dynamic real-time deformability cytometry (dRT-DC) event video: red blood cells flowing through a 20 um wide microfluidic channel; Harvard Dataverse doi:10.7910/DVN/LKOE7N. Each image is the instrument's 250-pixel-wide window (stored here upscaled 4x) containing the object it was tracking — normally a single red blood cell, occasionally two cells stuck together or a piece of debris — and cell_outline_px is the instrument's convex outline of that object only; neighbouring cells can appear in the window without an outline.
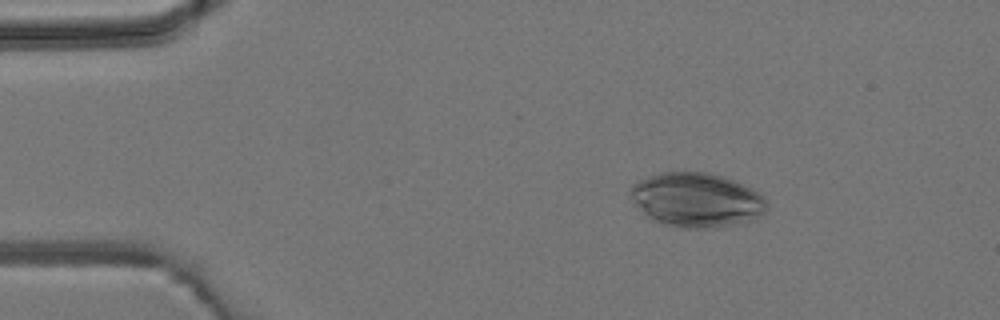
{"species": "common noctule bat (a hibernating species)", "species_latin": "Nyctalus noctula", "temperature_condition": "room temperature", "stored_images_in_passage": 4, "camera_frame_rate_fps": 3000, "um_per_image_px": 0.085, "animal": {"sex": "male", "body_mass_g": 19.2, "forearm_length_mm": 51.8}, "frame": {"image": 1, "passage_image": 2, "time_ms": 1.333, "image_size_px": [1000, 320], "cell_outline_px": [[768, 208], [756, 220], [724, 228], [676, 228], [660, 224], [644, 216], [632, 200], [632, 184], [636, 180], [660, 172], [704, 172], [720, 176], [732, 180], [752, 188], [764, 196], [768, 204]], "centroid_in_image_um": [59.22, 17.03], "position_along_channel_um": 25.8, "area_um2": 43.99}}
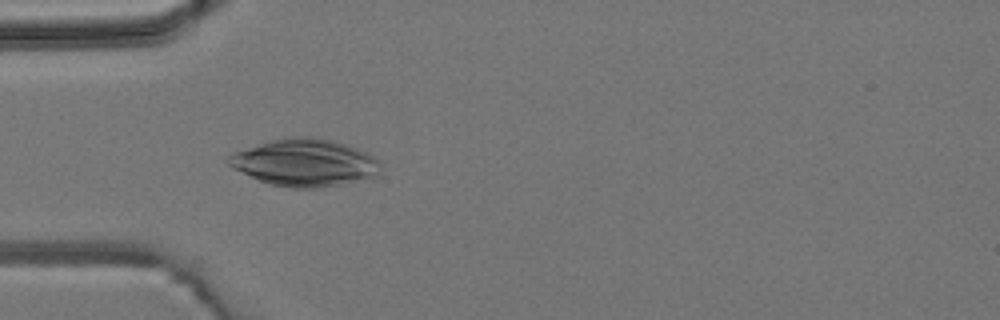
{"frame": {"image": 2, "passage_image": 4, "time_ms": 3.667, "image_size_px": [1000, 320], "cell_outline_px": [[380, 164], [376, 176], [340, 184], [316, 188], [292, 188], [272, 184], [260, 180], [232, 168], [224, 160], [232, 152], [272, 140], [288, 136], [308, 136], [332, 140], [368, 152]], "centroid_in_image_um": [25.85, 13.81], "position_along_channel_um": 59.2, "area_um2": 41.5}}